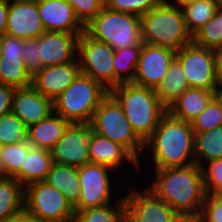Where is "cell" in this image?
Instances as JSON below:
<instances>
[{
  "label": "cell",
  "mask_w": 222,
  "mask_h": 222,
  "mask_svg": "<svg viewBox=\"0 0 222 222\" xmlns=\"http://www.w3.org/2000/svg\"><path fill=\"white\" fill-rule=\"evenodd\" d=\"M155 170L151 190L180 216L199 217L206 196L203 171L196 163Z\"/></svg>",
  "instance_id": "6da1fadb"
},
{
  "label": "cell",
  "mask_w": 222,
  "mask_h": 222,
  "mask_svg": "<svg viewBox=\"0 0 222 222\" xmlns=\"http://www.w3.org/2000/svg\"><path fill=\"white\" fill-rule=\"evenodd\" d=\"M194 140L191 124L166 111L144 142V154L149 152L153 169L189 166L195 163Z\"/></svg>",
  "instance_id": "7a4b0ae2"
},
{
  "label": "cell",
  "mask_w": 222,
  "mask_h": 222,
  "mask_svg": "<svg viewBox=\"0 0 222 222\" xmlns=\"http://www.w3.org/2000/svg\"><path fill=\"white\" fill-rule=\"evenodd\" d=\"M109 94L121 106L132 130L143 142L152 135L161 116L167 111L153 88L121 83Z\"/></svg>",
  "instance_id": "3957f363"
},
{
  "label": "cell",
  "mask_w": 222,
  "mask_h": 222,
  "mask_svg": "<svg viewBox=\"0 0 222 222\" xmlns=\"http://www.w3.org/2000/svg\"><path fill=\"white\" fill-rule=\"evenodd\" d=\"M143 43L161 46L177 53L183 46L192 43L181 8L162 0L141 17Z\"/></svg>",
  "instance_id": "277c9868"
},
{
  "label": "cell",
  "mask_w": 222,
  "mask_h": 222,
  "mask_svg": "<svg viewBox=\"0 0 222 222\" xmlns=\"http://www.w3.org/2000/svg\"><path fill=\"white\" fill-rule=\"evenodd\" d=\"M108 94L101 84L80 72L53 101L54 111L69 123H91L95 110Z\"/></svg>",
  "instance_id": "5b68a950"
},
{
  "label": "cell",
  "mask_w": 222,
  "mask_h": 222,
  "mask_svg": "<svg viewBox=\"0 0 222 222\" xmlns=\"http://www.w3.org/2000/svg\"><path fill=\"white\" fill-rule=\"evenodd\" d=\"M85 32L114 50L142 46L143 43L140 16L106 7L85 25Z\"/></svg>",
  "instance_id": "8992f818"
},
{
  "label": "cell",
  "mask_w": 222,
  "mask_h": 222,
  "mask_svg": "<svg viewBox=\"0 0 222 222\" xmlns=\"http://www.w3.org/2000/svg\"><path fill=\"white\" fill-rule=\"evenodd\" d=\"M90 124L96 133L125 147L139 161V171L144 168L141 162L144 142L132 130L121 106L110 94L101 101Z\"/></svg>",
  "instance_id": "52a82bcc"
},
{
  "label": "cell",
  "mask_w": 222,
  "mask_h": 222,
  "mask_svg": "<svg viewBox=\"0 0 222 222\" xmlns=\"http://www.w3.org/2000/svg\"><path fill=\"white\" fill-rule=\"evenodd\" d=\"M114 53L111 46L93 39L85 31L78 37L77 58L81 73L91 77L107 91L115 88Z\"/></svg>",
  "instance_id": "ba28073f"
},
{
  "label": "cell",
  "mask_w": 222,
  "mask_h": 222,
  "mask_svg": "<svg viewBox=\"0 0 222 222\" xmlns=\"http://www.w3.org/2000/svg\"><path fill=\"white\" fill-rule=\"evenodd\" d=\"M24 209L42 219L56 222L74 221V207L58 189L44 180L25 187Z\"/></svg>",
  "instance_id": "9c48e42d"
},
{
  "label": "cell",
  "mask_w": 222,
  "mask_h": 222,
  "mask_svg": "<svg viewBox=\"0 0 222 222\" xmlns=\"http://www.w3.org/2000/svg\"><path fill=\"white\" fill-rule=\"evenodd\" d=\"M115 172L117 171L109 166L94 163H88L78 168L81 192L79 200L74 206L75 213L86 208L102 207L111 204L113 197L120 199L112 195L115 191V188L112 186L116 183L112 182L114 179L111 176L115 174L118 176Z\"/></svg>",
  "instance_id": "30bf717a"
},
{
  "label": "cell",
  "mask_w": 222,
  "mask_h": 222,
  "mask_svg": "<svg viewBox=\"0 0 222 222\" xmlns=\"http://www.w3.org/2000/svg\"><path fill=\"white\" fill-rule=\"evenodd\" d=\"M176 56L189 87L217 91L215 78L216 51L193 42L183 46Z\"/></svg>",
  "instance_id": "8fae6325"
},
{
  "label": "cell",
  "mask_w": 222,
  "mask_h": 222,
  "mask_svg": "<svg viewBox=\"0 0 222 222\" xmlns=\"http://www.w3.org/2000/svg\"><path fill=\"white\" fill-rule=\"evenodd\" d=\"M95 134L90 123H70L51 150L53 162L77 168L90 163L88 147Z\"/></svg>",
  "instance_id": "7c38bea8"
},
{
  "label": "cell",
  "mask_w": 222,
  "mask_h": 222,
  "mask_svg": "<svg viewBox=\"0 0 222 222\" xmlns=\"http://www.w3.org/2000/svg\"><path fill=\"white\" fill-rule=\"evenodd\" d=\"M129 187V192L123 196L127 222H174L179 216L147 187L137 189L133 184Z\"/></svg>",
  "instance_id": "4fadbf2b"
},
{
  "label": "cell",
  "mask_w": 222,
  "mask_h": 222,
  "mask_svg": "<svg viewBox=\"0 0 222 222\" xmlns=\"http://www.w3.org/2000/svg\"><path fill=\"white\" fill-rule=\"evenodd\" d=\"M175 52L142 43L133 84L155 89L165 78Z\"/></svg>",
  "instance_id": "5bb4252c"
},
{
  "label": "cell",
  "mask_w": 222,
  "mask_h": 222,
  "mask_svg": "<svg viewBox=\"0 0 222 222\" xmlns=\"http://www.w3.org/2000/svg\"><path fill=\"white\" fill-rule=\"evenodd\" d=\"M44 32L36 0H8L7 35L33 39Z\"/></svg>",
  "instance_id": "9a60e30c"
},
{
  "label": "cell",
  "mask_w": 222,
  "mask_h": 222,
  "mask_svg": "<svg viewBox=\"0 0 222 222\" xmlns=\"http://www.w3.org/2000/svg\"><path fill=\"white\" fill-rule=\"evenodd\" d=\"M80 72L78 58L62 65L45 66L32 76V86L54 101L73 83Z\"/></svg>",
  "instance_id": "2e32d148"
},
{
  "label": "cell",
  "mask_w": 222,
  "mask_h": 222,
  "mask_svg": "<svg viewBox=\"0 0 222 222\" xmlns=\"http://www.w3.org/2000/svg\"><path fill=\"white\" fill-rule=\"evenodd\" d=\"M36 1L45 31L74 33L78 37L85 31V26L66 0Z\"/></svg>",
  "instance_id": "e0dca14e"
},
{
  "label": "cell",
  "mask_w": 222,
  "mask_h": 222,
  "mask_svg": "<svg viewBox=\"0 0 222 222\" xmlns=\"http://www.w3.org/2000/svg\"><path fill=\"white\" fill-rule=\"evenodd\" d=\"M78 36L74 33L45 31L39 36L43 67L62 65L77 58Z\"/></svg>",
  "instance_id": "ac0fdd59"
},
{
  "label": "cell",
  "mask_w": 222,
  "mask_h": 222,
  "mask_svg": "<svg viewBox=\"0 0 222 222\" xmlns=\"http://www.w3.org/2000/svg\"><path fill=\"white\" fill-rule=\"evenodd\" d=\"M28 128L54 111L53 101L33 86L16 89L11 110Z\"/></svg>",
  "instance_id": "d6986e66"
},
{
  "label": "cell",
  "mask_w": 222,
  "mask_h": 222,
  "mask_svg": "<svg viewBox=\"0 0 222 222\" xmlns=\"http://www.w3.org/2000/svg\"><path fill=\"white\" fill-rule=\"evenodd\" d=\"M88 151L90 163L109 166L119 173L127 164L139 170V161L125 147L98 133L94 135Z\"/></svg>",
  "instance_id": "ffe728a7"
},
{
  "label": "cell",
  "mask_w": 222,
  "mask_h": 222,
  "mask_svg": "<svg viewBox=\"0 0 222 222\" xmlns=\"http://www.w3.org/2000/svg\"><path fill=\"white\" fill-rule=\"evenodd\" d=\"M218 94L195 87L187 88L167 109L174 117L191 123Z\"/></svg>",
  "instance_id": "44dd1931"
},
{
  "label": "cell",
  "mask_w": 222,
  "mask_h": 222,
  "mask_svg": "<svg viewBox=\"0 0 222 222\" xmlns=\"http://www.w3.org/2000/svg\"><path fill=\"white\" fill-rule=\"evenodd\" d=\"M70 123L55 111L28 127V142L32 147L51 151Z\"/></svg>",
  "instance_id": "7402d4cb"
},
{
  "label": "cell",
  "mask_w": 222,
  "mask_h": 222,
  "mask_svg": "<svg viewBox=\"0 0 222 222\" xmlns=\"http://www.w3.org/2000/svg\"><path fill=\"white\" fill-rule=\"evenodd\" d=\"M58 189L74 207L80 196L78 168L58 163H52L45 180Z\"/></svg>",
  "instance_id": "603a6c76"
},
{
  "label": "cell",
  "mask_w": 222,
  "mask_h": 222,
  "mask_svg": "<svg viewBox=\"0 0 222 222\" xmlns=\"http://www.w3.org/2000/svg\"><path fill=\"white\" fill-rule=\"evenodd\" d=\"M53 163L51 151L31 147L24 159L20 172L14 177L24 187L45 180Z\"/></svg>",
  "instance_id": "cb8c5ba5"
},
{
  "label": "cell",
  "mask_w": 222,
  "mask_h": 222,
  "mask_svg": "<svg viewBox=\"0 0 222 222\" xmlns=\"http://www.w3.org/2000/svg\"><path fill=\"white\" fill-rule=\"evenodd\" d=\"M25 187L14 177L0 179V222H10L24 210Z\"/></svg>",
  "instance_id": "d4e9b609"
},
{
  "label": "cell",
  "mask_w": 222,
  "mask_h": 222,
  "mask_svg": "<svg viewBox=\"0 0 222 222\" xmlns=\"http://www.w3.org/2000/svg\"><path fill=\"white\" fill-rule=\"evenodd\" d=\"M189 85L175 55L170 61L168 71L163 81L155 88L159 101L168 109L169 106L187 89Z\"/></svg>",
  "instance_id": "484cf974"
},
{
  "label": "cell",
  "mask_w": 222,
  "mask_h": 222,
  "mask_svg": "<svg viewBox=\"0 0 222 222\" xmlns=\"http://www.w3.org/2000/svg\"><path fill=\"white\" fill-rule=\"evenodd\" d=\"M194 134L195 163L200 168L222 158V126Z\"/></svg>",
  "instance_id": "4316f807"
},
{
  "label": "cell",
  "mask_w": 222,
  "mask_h": 222,
  "mask_svg": "<svg viewBox=\"0 0 222 222\" xmlns=\"http://www.w3.org/2000/svg\"><path fill=\"white\" fill-rule=\"evenodd\" d=\"M114 199V205L108 204L102 207L86 208L79 210L74 215L73 222H127V210L123 196Z\"/></svg>",
  "instance_id": "83f0119b"
},
{
  "label": "cell",
  "mask_w": 222,
  "mask_h": 222,
  "mask_svg": "<svg viewBox=\"0 0 222 222\" xmlns=\"http://www.w3.org/2000/svg\"><path fill=\"white\" fill-rule=\"evenodd\" d=\"M222 0H196L184 5L181 10L189 33L193 36L215 14Z\"/></svg>",
  "instance_id": "f1b7e54d"
},
{
  "label": "cell",
  "mask_w": 222,
  "mask_h": 222,
  "mask_svg": "<svg viewBox=\"0 0 222 222\" xmlns=\"http://www.w3.org/2000/svg\"><path fill=\"white\" fill-rule=\"evenodd\" d=\"M141 47H126L115 50L113 57L115 87L121 83H133Z\"/></svg>",
  "instance_id": "f546056e"
},
{
  "label": "cell",
  "mask_w": 222,
  "mask_h": 222,
  "mask_svg": "<svg viewBox=\"0 0 222 222\" xmlns=\"http://www.w3.org/2000/svg\"><path fill=\"white\" fill-rule=\"evenodd\" d=\"M0 84L16 89L32 86V76L24 66L23 57H1Z\"/></svg>",
  "instance_id": "4dcf8cb0"
},
{
  "label": "cell",
  "mask_w": 222,
  "mask_h": 222,
  "mask_svg": "<svg viewBox=\"0 0 222 222\" xmlns=\"http://www.w3.org/2000/svg\"><path fill=\"white\" fill-rule=\"evenodd\" d=\"M192 42L200 47L222 51V4L213 17L192 36Z\"/></svg>",
  "instance_id": "1f68e13d"
},
{
  "label": "cell",
  "mask_w": 222,
  "mask_h": 222,
  "mask_svg": "<svg viewBox=\"0 0 222 222\" xmlns=\"http://www.w3.org/2000/svg\"><path fill=\"white\" fill-rule=\"evenodd\" d=\"M28 141V128L11 111L0 116V146Z\"/></svg>",
  "instance_id": "d6a6232c"
},
{
  "label": "cell",
  "mask_w": 222,
  "mask_h": 222,
  "mask_svg": "<svg viewBox=\"0 0 222 222\" xmlns=\"http://www.w3.org/2000/svg\"><path fill=\"white\" fill-rule=\"evenodd\" d=\"M194 133L222 126V95L217 94L207 107L190 123Z\"/></svg>",
  "instance_id": "836d02e7"
},
{
  "label": "cell",
  "mask_w": 222,
  "mask_h": 222,
  "mask_svg": "<svg viewBox=\"0 0 222 222\" xmlns=\"http://www.w3.org/2000/svg\"><path fill=\"white\" fill-rule=\"evenodd\" d=\"M31 147L32 145L28 141L1 147V159L7 177H15L20 172L24 159Z\"/></svg>",
  "instance_id": "e575fe53"
},
{
  "label": "cell",
  "mask_w": 222,
  "mask_h": 222,
  "mask_svg": "<svg viewBox=\"0 0 222 222\" xmlns=\"http://www.w3.org/2000/svg\"><path fill=\"white\" fill-rule=\"evenodd\" d=\"M202 171L206 194L222 195V158L206 163Z\"/></svg>",
  "instance_id": "d590c367"
},
{
  "label": "cell",
  "mask_w": 222,
  "mask_h": 222,
  "mask_svg": "<svg viewBox=\"0 0 222 222\" xmlns=\"http://www.w3.org/2000/svg\"><path fill=\"white\" fill-rule=\"evenodd\" d=\"M162 0H107L106 8L142 16L155 8Z\"/></svg>",
  "instance_id": "8d00e7d4"
},
{
  "label": "cell",
  "mask_w": 222,
  "mask_h": 222,
  "mask_svg": "<svg viewBox=\"0 0 222 222\" xmlns=\"http://www.w3.org/2000/svg\"><path fill=\"white\" fill-rule=\"evenodd\" d=\"M85 26L106 6L107 0H66Z\"/></svg>",
  "instance_id": "74e56055"
},
{
  "label": "cell",
  "mask_w": 222,
  "mask_h": 222,
  "mask_svg": "<svg viewBox=\"0 0 222 222\" xmlns=\"http://www.w3.org/2000/svg\"><path fill=\"white\" fill-rule=\"evenodd\" d=\"M23 63L31 76H34L43 68L40 57L39 37L33 39H24L23 45Z\"/></svg>",
  "instance_id": "f35d334b"
},
{
  "label": "cell",
  "mask_w": 222,
  "mask_h": 222,
  "mask_svg": "<svg viewBox=\"0 0 222 222\" xmlns=\"http://www.w3.org/2000/svg\"><path fill=\"white\" fill-rule=\"evenodd\" d=\"M199 221L222 222V195L206 194Z\"/></svg>",
  "instance_id": "ab89813d"
},
{
  "label": "cell",
  "mask_w": 222,
  "mask_h": 222,
  "mask_svg": "<svg viewBox=\"0 0 222 222\" xmlns=\"http://www.w3.org/2000/svg\"><path fill=\"white\" fill-rule=\"evenodd\" d=\"M24 39L7 34L0 37L1 57H23Z\"/></svg>",
  "instance_id": "60d3db41"
},
{
  "label": "cell",
  "mask_w": 222,
  "mask_h": 222,
  "mask_svg": "<svg viewBox=\"0 0 222 222\" xmlns=\"http://www.w3.org/2000/svg\"><path fill=\"white\" fill-rule=\"evenodd\" d=\"M16 88L0 84V116L11 112Z\"/></svg>",
  "instance_id": "b9f144b4"
},
{
  "label": "cell",
  "mask_w": 222,
  "mask_h": 222,
  "mask_svg": "<svg viewBox=\"0 0 222 222\" xmlns=\"http://www.w3.org/2000/svg\"><path fill=\"white\" fill-rule=\"evenodd\" d=\"M215 78L218 94H222V51H216Z\"/></svg>",
  "instance_id": "7bdbcfd3"
},
{
  "label": "cell",
  "mask_w": 222,
  "mask_h": 222,
  "mask_svg": "<svg viewBox=\"0 0 222 222\" xmlns=\"http://www.w3.org/2000/svg\"><path fill=\"white\" fill-rule=\"evenodd\" d=\"M10 222H56L31 215L25 209L17 214Z\"/></svg>",
  "instance_id": "ee69618b"
},
{
  "label": "cell",
  "mask_w": 222,
  "mask_h": 222,
  "mask_svg": "<svg viewBox=\"0 0 222 222\" xmlns=\"http://www.w3.org/2000/svg\"><path fill=\"white\" fill-rule=\"evenodd\" d=\"M8 0L0 1V37L6 34Z\"/></svg>",
  "instance_id": "f6af8a7d"
},
{
  "label": "cell",
  "mask_w": 222,
  "mask_h": 222,
  "mask_svg": "<svg viewBox=\"0 0 222 222\" xmlns=\"http://www.w3.org/2000/svg\"><path fill=\"white\" fill-rule=\"evenodd\" d=\"M165 1L172 6L182 8L184 5L193 3L196 0H165Z\"/></svg>",
  "instance_id": "bcb514c9"
},
{
  "label": "cell",
  "mask_w": 222,
  "mask_h": 222,
  "mask_svg": "<svg viewBox=\"0 0 222 222\" xmlns=\"http://www.w3.org/2000/svg\"><path fill=\"white\" fill-rule=\"evenodd\" d=\"M174 222H200L199 217L195 216H178Z\"/></svg>",
  "instance_id": "7dc6e473"
},
{
  "label": "cell",
  "mask_w": 222,
  "mask_h": 222,
  "mask_svg": "<svg viewBox=\"0 0 222 222\" xmlns=\"http://www.w3.org/2000/svg\"><path fill=\"white\" fill-rule=\"evenodd\" d=\"M7 177L5 175V171H4V166L2 164V159H1V146H0V179Z\"/></svg>",
  "instance_id": "c3c4849f"
}]
</instances>
